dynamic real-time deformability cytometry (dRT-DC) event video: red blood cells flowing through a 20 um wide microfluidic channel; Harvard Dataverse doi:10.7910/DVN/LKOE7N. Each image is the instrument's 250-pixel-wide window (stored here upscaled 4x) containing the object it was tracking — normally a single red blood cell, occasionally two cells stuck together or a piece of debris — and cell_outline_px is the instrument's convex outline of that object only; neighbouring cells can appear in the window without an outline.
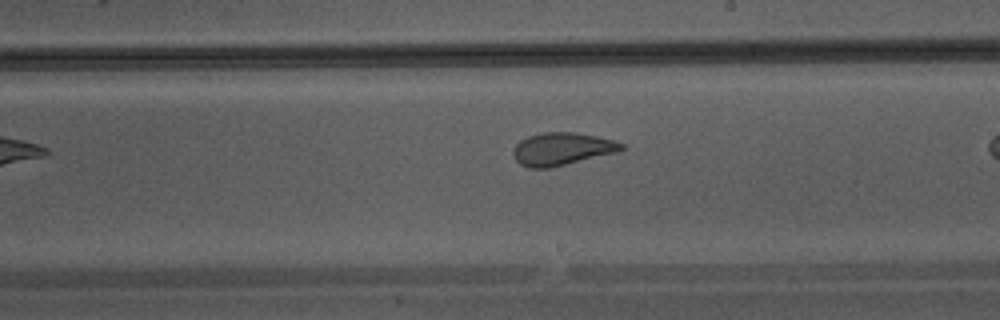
{"species": "Egyptian fruit bat (a non-hibernating species)", "species_latin": "Rousettus aegyptiacus", "temperature_condition": "warm", "stored_images_in_passage": 22, "camera_frame_rate_fps": 3000, "um_per_image_px": 0.085, "animal": {"sex": "male"}, "frame": {"image": 1, "passage_image": 13, "time_ms": 4.0, "image_size_px": [1000, 320], "cell_outline_px": [[624, 148], [616, 152], [548, 168], [528, 168], [520, 164], [516, 160], [512, 152], [516, 144], [520, 140], [528, 136], [544, 132], [576, 132], [596, 136], [612, 140], [624, 144]], "centroid_in_image_um": [47.72, 12.65], "position_along_channel_um": 241.3, "area_um2": 20.35}}